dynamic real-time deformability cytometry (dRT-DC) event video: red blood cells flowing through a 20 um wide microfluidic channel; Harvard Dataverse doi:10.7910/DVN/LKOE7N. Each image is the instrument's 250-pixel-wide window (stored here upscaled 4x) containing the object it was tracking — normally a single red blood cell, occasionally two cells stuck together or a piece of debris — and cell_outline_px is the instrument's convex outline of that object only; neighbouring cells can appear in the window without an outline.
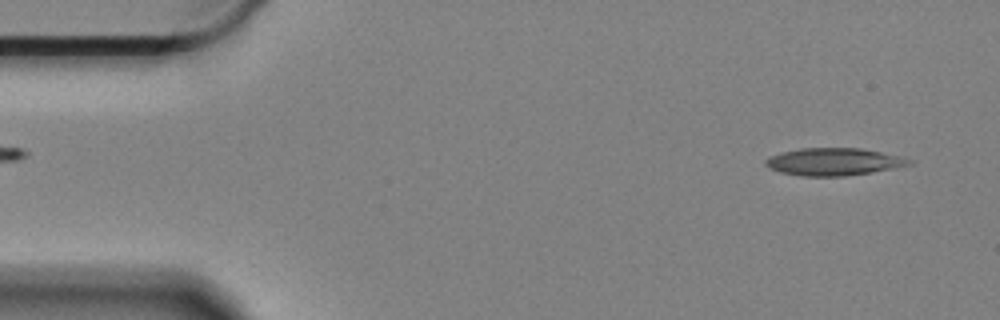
{"species": "Egyptian fruit bat (a non-hibernating species)", "species_latin": "Rousettus aegyptiacus", "temperature_condition": "cold", "stored_images_in_passage": 58, "camera_frame_rate_fps": 3000, "um_per_image_px": 0.085, "animal": {"sex": "female"}, "frame": {"image": 1, "passage_image": 3, "time_ms": 0.667, "image_size_px": [1000, 320], "cell_outline_px": [[916, 160], [912, 164], [872, 172], [844, 176], [804, 176], [780, 172], [764, 164], [764, 160], [768, 156], [780, 152], [800, 148], [860, 148], [900, 156]], "centroid_in_image_um": [70.86, 13.74], "position_along_channel_um": 14.1, "area_um2": 22.95}}
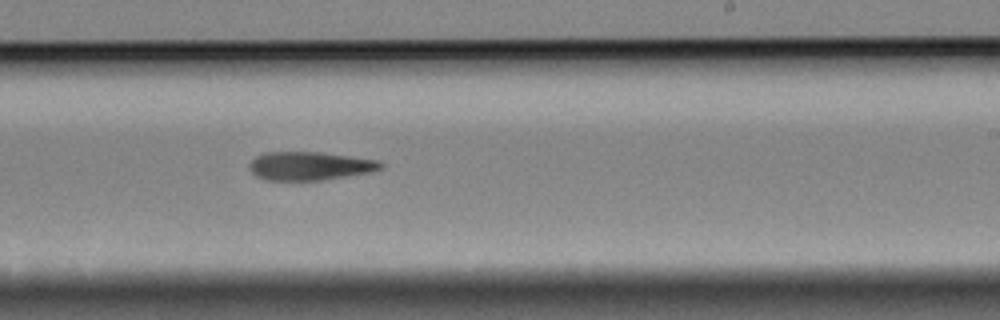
{"frame": {"image": 2, "passage_image": 34, "time_ms": 11.0, "image_size_px": [1000, 320], "cell_outline_px": [[384, 168], [372, 172], [324, 180], [264, 180], [256, 176], [252, 172], [248, 164], [256, 156], [268, 152], [320, 152], [376, 160], [384, 164]], "centroid_in_image_um": [26.34, 14.11], "position_along_channel_um": 262.7, "area_um2": 21.79}}
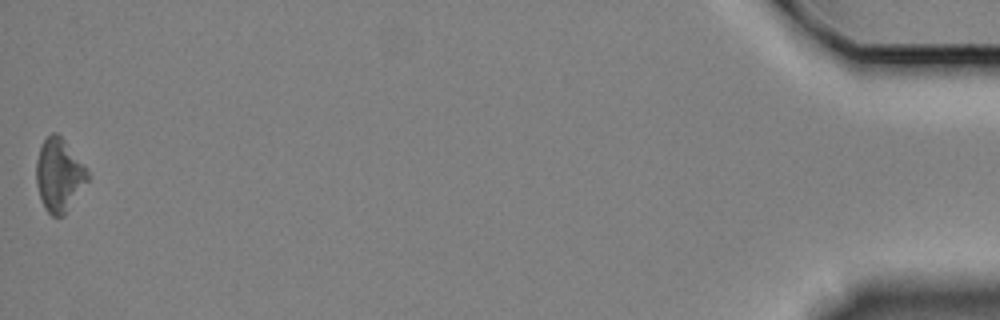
{"frame": {"image": 3, "passage_image": 58, "time_ms": 19.0, "image_size_px": [1000, 320], "cell_outline_px": [[88, 180], [64, 216], [52, 216], [44, 208], [40, 200], [36, 184], [36, 160], [40, 148], [44, 140], [52, 132], [56, 132], [64, 140], [88, 172]], "centroid_in_image_um": [4.99, 14.92], "position_along_channel_um": 430.2, "area_um2": 21.56}}